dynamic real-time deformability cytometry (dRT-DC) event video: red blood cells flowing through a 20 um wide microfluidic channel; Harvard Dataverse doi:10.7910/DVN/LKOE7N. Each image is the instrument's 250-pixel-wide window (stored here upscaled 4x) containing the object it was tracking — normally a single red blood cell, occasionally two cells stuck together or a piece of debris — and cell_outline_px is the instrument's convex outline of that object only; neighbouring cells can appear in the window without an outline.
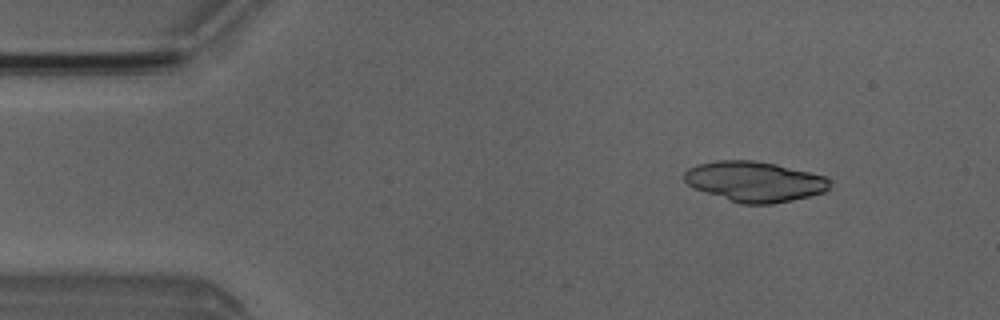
{"species": "Egyptian fruit bat (a non-hibernating species)", "species_latin": "Rousettus aegyptiacus", "temperature_condition": "room temperature", "stored_images_in_passage": 4, "camera_frame_rate_fps": 3000, "um_per_image_px": 0.085, "animal": {"sex": "male"}, "frame": {"image": 1, "passage_image": 1, "time_ms": 0.0, "image_size_px": [1000, 320], "cell_outline_px": [[828, 188], [824, 192], [792, 200], [772, 204], [740, 204], [696, 188], [688, 184], [684, 180], [684, 172], [688, 168], [696, 164], [716, 160], [752, 160], [776, 164], [824, 176], [828, 180]], "centroid_in_image_um": [64.1, 15.42], "position_along_channel_um": 20.9, "area_um2": 33.76}}